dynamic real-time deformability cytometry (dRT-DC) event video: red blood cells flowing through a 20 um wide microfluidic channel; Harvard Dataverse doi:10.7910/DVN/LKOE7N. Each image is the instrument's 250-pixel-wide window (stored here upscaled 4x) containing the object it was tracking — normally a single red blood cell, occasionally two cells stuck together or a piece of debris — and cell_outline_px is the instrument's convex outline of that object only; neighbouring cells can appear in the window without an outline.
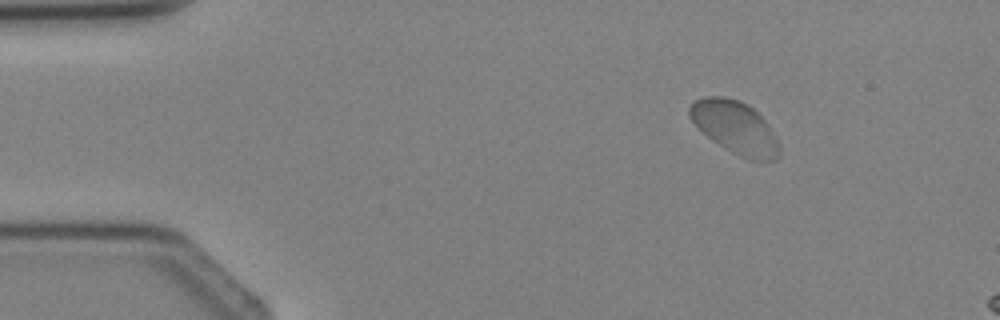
{"species": "Egyptian fruit bat (a non-hibernating species)", "species_latin": "Rousettus aegyptiacus", "temperature_condition": "cold", "stored_images_in_passage": 3, "camera_frame_rate_fps": 3000, "um_per_image_px": 0.085, "animal": {"sex": "female"}, "frame": {"image": 1, "passage_image": 1, "time_ms": 0.0, "image_size_px": [1000, 320], "cell_outline_px": [[780, 156], [776, 160], [748, 160], [724, 148], [712, 140], [688, 116], [688, 108], [696, 100], [704, 96], [724, 96], [740, 100], [748, 104], [768, 124], [780, 144]], "centroid_in_image_um": [62.51, 10.83], "position_along_channel_um": 22.5, "area_um2": 27.46}}